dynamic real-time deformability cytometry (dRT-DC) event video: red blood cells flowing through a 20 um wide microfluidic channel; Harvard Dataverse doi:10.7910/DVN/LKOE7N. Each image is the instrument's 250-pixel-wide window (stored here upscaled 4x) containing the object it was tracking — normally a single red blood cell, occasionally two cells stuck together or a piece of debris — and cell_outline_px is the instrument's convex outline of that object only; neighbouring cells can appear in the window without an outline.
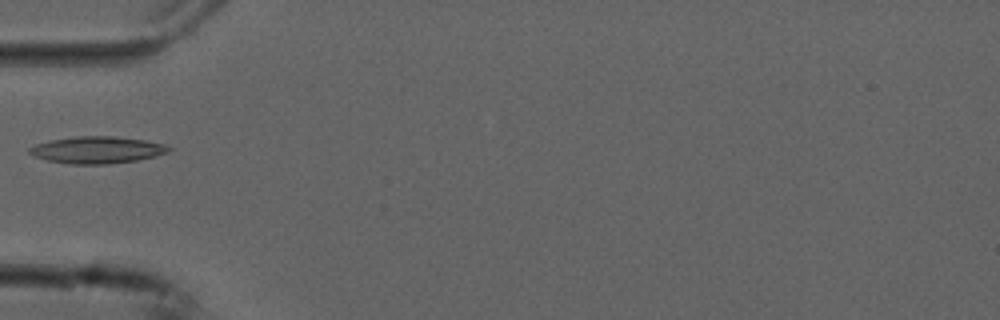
{"species": "common noctule bat (a hibernating species)", "species_latin": "Nyctalus noctula", "temperature_condition": "cold", "stored_images_in_passage": 6, "camera_frame_rate_fps": 3000, "um_per_image_px": 0.085, "animal": {"sex": "male", "forearm_length_mm": 52.5}, "frame": {"image": 1, "passage_image": 1, "time_ms": 0.0, "image_size_px": [1000, 320], "cell_outline_px": [[172, 148], [168, 152], [156, 156], [136, 160], [108, 164], [68, 164], [48, 160], [36, 156], [28, 152], [28, 148], [36, 144], [52, 140], [76, 136], [112, 136], [144, 140], [164, 144]], "centroid_in_image_um": [8.26, 12.74], "position_along_channel_um": 76.7, "area_um2": 21.68}}
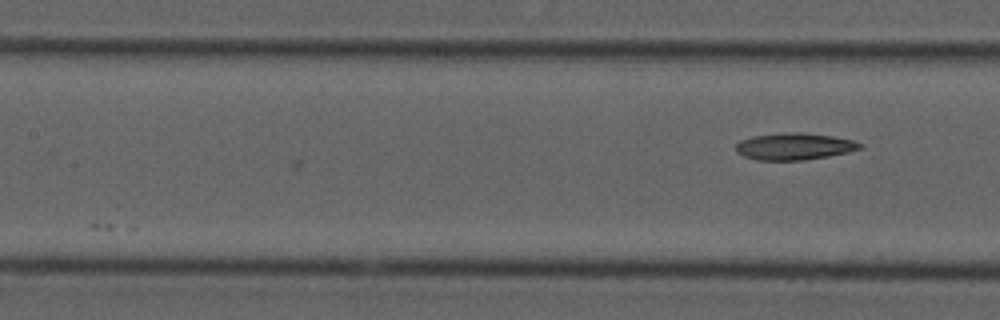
{"frame": {"image": 2, "passage_image": 6, "time_ms": 1.667, "image_size_px": [1000, 320], "cell_outline_px": [[864, 148], [848, 152], [828, 156], [804, 160], [756, 160], [744, 156], [736, 152], [736, 144], [740, 140], [752, 136], [788, 132], [800, 132], [832, 136], [852, 140], [864, 144]], "centroid_in_image_um": [67.52, 12.44], "position_along_channel_um": 139.9, "area_um2": 19.48}}